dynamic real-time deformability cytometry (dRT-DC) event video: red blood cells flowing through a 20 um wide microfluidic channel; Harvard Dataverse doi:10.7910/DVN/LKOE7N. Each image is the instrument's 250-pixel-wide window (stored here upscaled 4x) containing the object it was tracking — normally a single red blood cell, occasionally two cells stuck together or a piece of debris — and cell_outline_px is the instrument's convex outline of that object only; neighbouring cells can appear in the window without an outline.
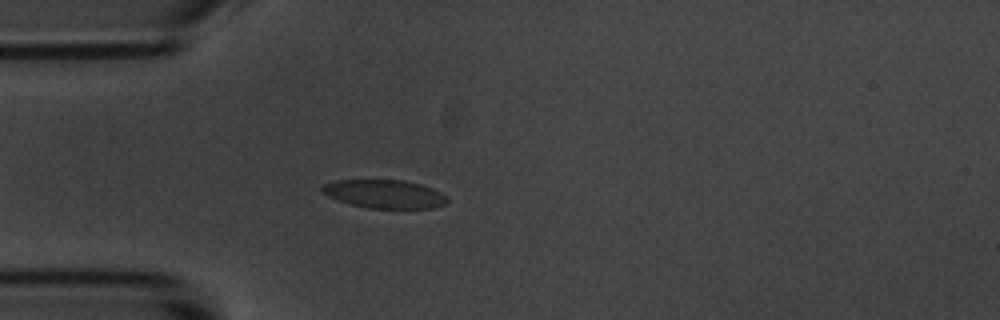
{"species": "common noctule bat (a hibernating species)", "species_latin": "Nyctalus noctula", "temperature_condition": "room temperature", "stored_images_in_passage": 41, "camera_frame_rate_fps": 3000, "um_per_image_px": 0.085, "animal": {"sex": "male", "body_mass_g": 20.1, "forearm_length_mm": 53.5}, "frame": {"image": 1, "passage_image": 1, "time_ms": 0.0, "image_size_px": [1000, 320], "cell_outline_px": [[448, 200], [444, 204], [432, 208], [368, 208], [336, 200], [320, 192], [320, 188], [324, 184], [336, 180], [404, 180], [420, 184], [432, 188], [448, 196]], "centroid_in_image_um": [32.66, 16.48], "position_along_channel_um": 52.3, "area_um2": 20.75}}
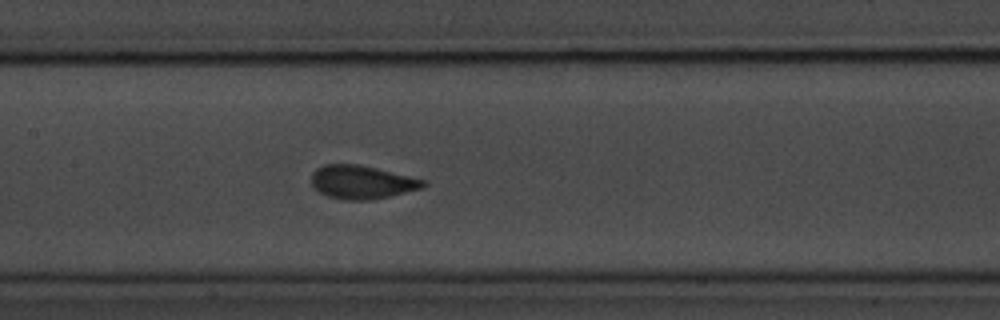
{"frame": {"image": 2, "passage_image": 12, "time_ms": 3.667, "image_size_px": [1000, 320], "cell_outline_px": [[428, 184], [420, 188], [388, 196], [368, 200], [344, 200], [328, 196], [320, 192], [312, 184], [312, 172], [316, 168], [324, 164], [356, 164], [376, 168], [424, 180]], "centroid_in_image_um": [30.71, 15.47], "position_along_channel_um": 176.7, "area_um2": 21.39}}
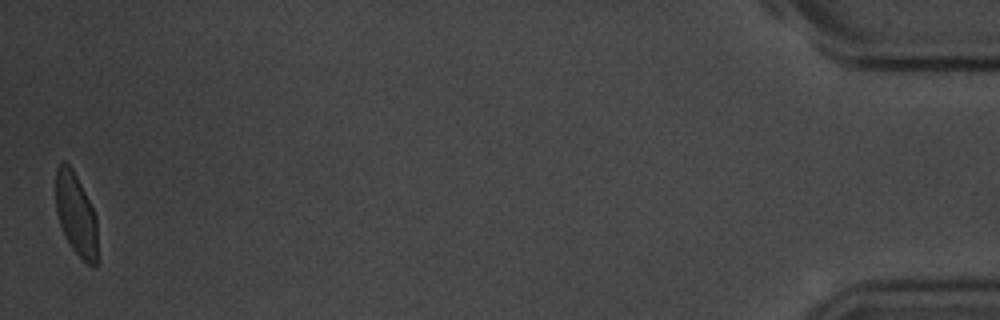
{"frame": {"image": 3, "passage_image": 41, "time_ms": 13.333, "image_size_px": [1000, 320], "cell_outline_px": [[96, 268], [92, 268], [72, 248], [60, 224], [56, 212], [56, 168], [64, 160], [72, 168], [96, 216]], "centroid_in_image_um": [6.45, 18.21], "position_along_channel_um": 428.8, "area_um2": 19.54}, "authors_computed_cell_mechanics": {"area_um2": 20.9236, "velocity_mm_per_s": 3.5914, "shape_relaxation_time_tau1_ms": 2.5227, "shape_relaxation_time_tau2_ms": null, "deformation_change_tau1": 0.1008, "deformation_change_tau2": null}}